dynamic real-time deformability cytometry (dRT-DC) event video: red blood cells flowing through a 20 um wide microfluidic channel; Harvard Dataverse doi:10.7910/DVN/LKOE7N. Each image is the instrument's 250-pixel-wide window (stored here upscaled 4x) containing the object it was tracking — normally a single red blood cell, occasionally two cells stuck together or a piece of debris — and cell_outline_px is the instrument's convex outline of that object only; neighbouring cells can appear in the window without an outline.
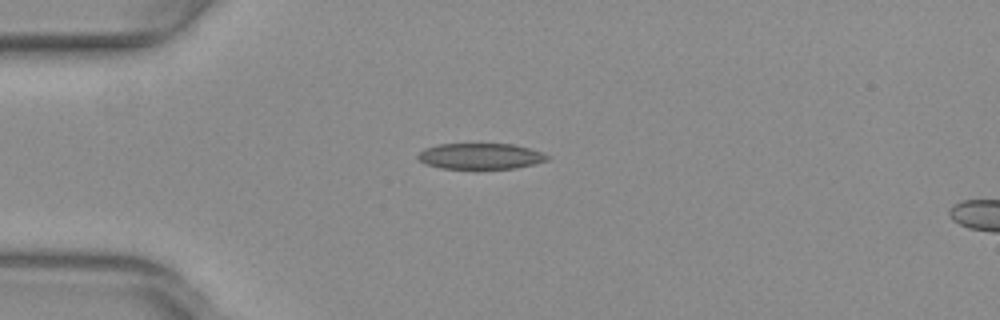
{"species": "common noctule bat (a hibernating species)", "species_latin": "Nyctalus noctula", "temperature_condition": "warm", "stored_images_in_passage": 39, "camera_frame_rate_fps": 3000, "um_per_image_px": 0.085, "animal": {"sex": "female", "body_mass_g": 29.2, "forearm_length_mm": 56.3}, "frame": {"image": 1, "passage_image": 1, "time_ms": 0.0, "image_size_px": [1000, 320], "cell_outline_px": [[552, 156], [548, 160], [516, 168], [476, 172], [440, 168], [424, 164], [416, 156], [424, 148], [440, 144], [512, 144], [544, 152]], "centroid_in_image_um": [40.84, 13.33], "position_along_channel_um": 44.2, "area_um2": 20.58}}
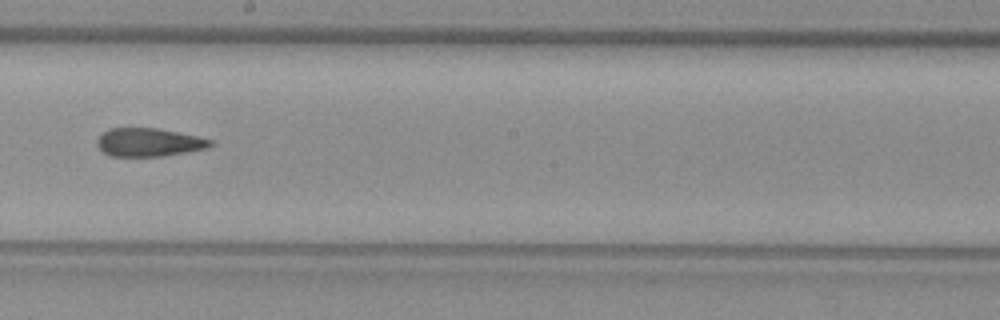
{"frame": {"image": 2, "passage_image": 17, "time_ms": 5.333, "image_size_px": [1000, 320], "cell_outline_px": [[212, 144], [208, 148], [164, 156], [108, 156], [96, 144], [96, 140], [108, 128], [156, 128], [196, 136], [212, 140]], "centroid_in_image_um": [12.62, 12.1], "position_along_channel_um": 235.6, "area_um2": 18.55}}
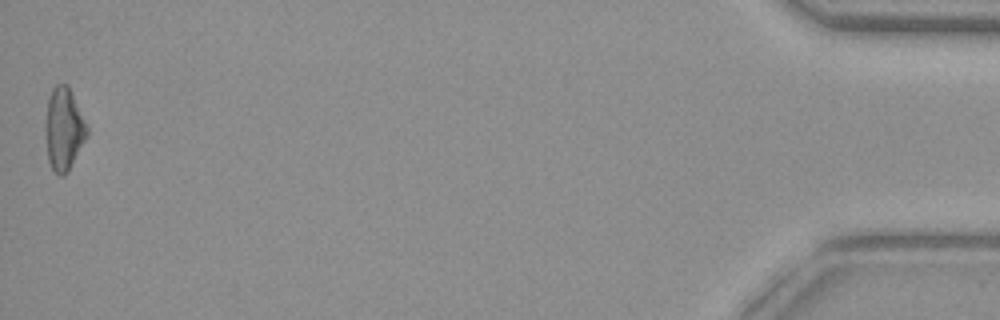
{"frame": {"image": 3, "passage_image": 39, "time_ms": 12.667, "image_size_px": [1000, 320], "cell_outline_px": [[88, 132], [68, 172], [64, 176], [60, 176], [52, 168], [48, 160], [44, 128], [44, 124], [48, 100], [52, 88], [56, 84], [68, 84], [88, 128]], "centroid_in_image_um": [5.39, 10.96], "position_along_channel_um": 429.8, "area_um2": 19.88}, "authors_computed_cell_mechanics": {"area_um2": 19.4786, "velocity_mm_per_s": 4.0091, "shape_relaxation_time_tau1_ms": null, "shape_relaxation_time_tau2_ms": 2.7749, "deformation_change_tau1": null, "deformation_change_tau2": 0.1197}}